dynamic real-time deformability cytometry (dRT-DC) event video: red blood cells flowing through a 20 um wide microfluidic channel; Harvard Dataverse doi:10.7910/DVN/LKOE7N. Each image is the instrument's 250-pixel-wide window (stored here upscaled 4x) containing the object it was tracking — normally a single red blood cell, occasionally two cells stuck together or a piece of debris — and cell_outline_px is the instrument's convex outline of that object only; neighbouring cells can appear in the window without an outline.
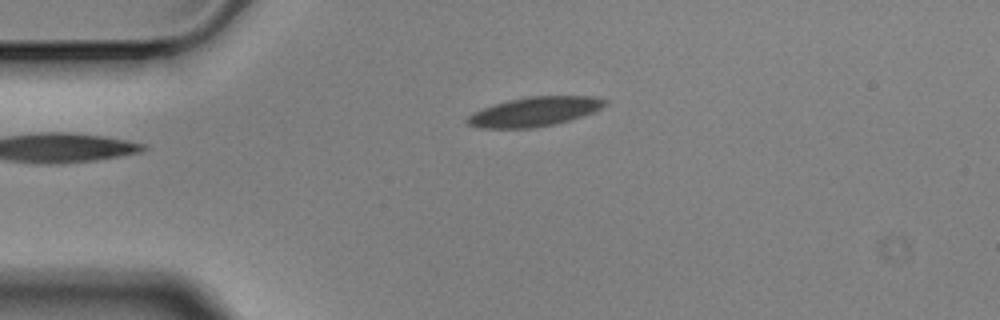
{"species": "Egyptian fruit bat (a non-hibernating species)", "species_latin": "Rousettus aegyptiacus", "temperature_condition": "cold", "stored_images_in_passage": 4, "camera_frame_rate_fps": 3000, "um_per_image_px": 0.085, "animal": {"sex": "male"}, "frame": {"image": 1, "passage_image": 4, "time_ms": 1.0, "image_size_px": [1000, 320], "cell_outline_px": [[608, 104], [592, 112], [556, 124], [532, 128], [484, 128], [468, 124], [464, 120], [472, 112], [492, 104], [508, 100], [528, 96], [596, 96], [608, 100]], "centroid_in_image_um": [45.41, 9.48], "position_along_channel_um": 39.6, "area_um2": 23.58}}